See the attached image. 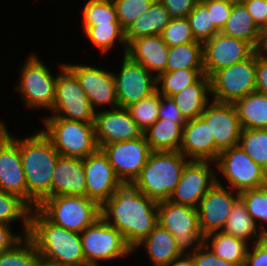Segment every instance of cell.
I'll return each instance as SVG.
<instances>
[{
  "label": "cell",
  "instance_id": "f546056e",
  "mask_svg": "<svg viewBox=\"0 0 267 266\" xmlns=\"http://www.w3.org/2000/svg\"><path fill=\"white\" fill-rule=\"evenodd\" d=\"M184 125L158 118L143 135L151 151H180Z\"/></svg>",
  "mask_w": 267,
  "mask_h": 266
},
{
  "label": "cell",
  "instance_id": "8fae6325",
  "mask_svg": "<svg viewBox=\"0 0 267 266\" xmlns=\"http://www.w3.org/2000/svg\"><path fill=\"white\" fill-rule=\"evenodd\" d=\"M59 73L56 78L55 101L51 115L61 118L94 123L95 110L92 108L86 93L80 87L76 76L65 66L59 63Z\"/></svg>",
  "mask_w": 267,
  "mask_h": 266
},
{
  "label": "cell",
  "instance_id": "4316f807",
  "mask_svg": "<svg viewBox=\"0 0 267 266\" xmlns=\"http://www.w3.org/2000/svg\"><path fill=\"white\" fill-rule=\"evenodd\" d=\"M171 98L186 120L200 117L211 101L210 78L203 74L195 83L187 86Z\"/></svg>",
  "mask_w": 267,
  "mask_h": 266
},
{
  "label": "cell",
  "instance_id": "5b68a950",
  "mask_svg": "<svg viewBox=\"0 0 267 266\" xmlns=\"http://www.w3.org/2000/svg\"><path fill=\"white\" fill-rule=\"evenodd\" d=\"M20 68V78L14 90L18 91L22 105L27 110L51 111L55 101L57 75L33 50Z\"/></svg>",
  "mask_w": 267,
  "mask_h": 266
},
{
  "label": "cell",
  "instance_id": "816d5d0a",
  "mask_svg": "<svg viewBox=\"0 0 267 266\" xmlns=\"http://www.w3.org/2000/svg\"><path fill=\"white\" fill-rule=\"evenodd\" d=\"M242 3L259 29L263 28L267 22V0H244Z\"/></svg>",
  "mask_w": 267,
  "mask_h": 266
},
{
  "label": "cell",
  "instance_id": "9c48e42d",
  "mask_svg": "<svg viewBox=\"0 0 267 266\" xmlns=\"http://www.w3.org/2000/svg\"><path fill=\"white\" fill-rule=\"evenodd\" d=\"M215 164L216 174L222 175L219 177L216 175V183L228 186L233 191L240 193L244 190L257 189L267 185V172L238 145L221 151ZM223 181L226 182V185Z\"/></svg>",
  "mask_w": 267,
  "mask_h": 266
},
{
  "label": "cell",
  "instance_id": "e0dca14e",
  "mask_svg": "<svg viewBox=\"0 0 267 266\" xmlns=\"http://www.w3.org/2000/svg\"><path fill=\"white\" fill-rule=\"evenodd\" d=\"M253 53L254 47L247 41L218 32L203 43L204 74L210 78L215 72L244 61Z\"/></svg>",
  "mask_w": 267,
  "mask_h": 266
},
{
  "label": "cell",
  "instance_id": "8992f818",
  "mask_svg": "<svg viewBox=\"0 0 267 266\" xmlns=\"http://www.w3.org/2000/svg\"><path fill=\"white\" fill-rule=\"evenodd\" d=\"M42 132L54 148L65 157L86 158L99 147L95 138L94 123L69 120L58 116H44Z\"/></svg>",
  "mask_w": 267,
  "mask_h": 266
},
{
  "label": "cell",
  "instance_id": "836d02e7",
  "mask_svg": "<svg viewBox=\"0 0 267 266\" xmlns=\"http://www.w3.org/2000/svg\"><path fill=\"white\" fill-rule=\"evenodd\" d=\"M223 34L247 41L256 46L260 29L254 23L244 4L233 5L230 17L221 31Z\"/></svg>",
  "mask_w": 267,
  "mask_h": 266
},
{
  "label": "cell",
  "instance_id": "ac0fdd59",
  "mask_svg": "<svg viewBox=\"0 0 267 266\" xmlns=\"http://www.w3.org/2000/svg\"><path fill=\"white\" fill-rule=\"evenodd\" d=\"M200 117L213 134L215 161L221 151L238 145L242 128L233 103L211 100Z\"/></svg>",
  "mask_w": 267,
  "mask_h": 266
},
{
  "label": "cell",
  "instance_id": "5bb4252c",
  "mask_svg": "<svg viewBox=\"0 0 267 266\" xmlns=\"http://www.w3.org/2000/svg\"><path fill=\"white\" fill-rule=\"evenodd\" d=\"M64 64L78 79L95 112L119 107L112 70L79 62Z\"/></svg>",
  "mask_w": 267,
  "mask_h": 266
},
{
  "label": "cell",
  "instance_id": "681fc988",
  "mask_svg": "<svg viewBox=\"0 0 267 266\" xmlns=\"http://www.w3.org/2000/svg\"><path fill=\"white\" fill-rule=\"evenodd\" d=\"M171 19L187 17L199 0H159Z\"/></svg>",
  "mask_w": 267,
  "mask_h": 266
},
{
  "label": "cell",
  "instance_id": "4fadbf2b",
  "mask_svg": "<svg viewBox=\"0 0 267 266\" xmlns=\"http://www.w3.org/2000/svg\"><path fill=\"white\" fill-rule=\"evenodd\" d=\"M121 67L113 70L118 106L127 108L157 91L156 77L143 65L122 55ZM120 70V71H119ZM118 71V72H116ZM115 72V73H114Z\"/></svg>",
  "mask_w": 267,
  "mask_h": 266
},
{
  "label": "cell",
  "instance_id": "44dd1931",
  "mask_svg": "<svg viewBox=\"0 0 267 266\" xmlns=\"http://www.w3.org/2000/svg\"><path fill=\"white\" fill-rule=\"evenodd\" d=\"M95 138L100 148L114 142L135 140L143 136L127 108L117 107L96 111Z\"/></svg>",
  "mask_w": 267,
  "mask_h": 266
},
{
  "label": "cell",
  "instance_id": "f5cc1de1",
  "mask_svg": "<svg viewBox=\"0 0 267 266\" xmlns=\"http://www.w3.org/2000/svg\"><path fill=\"white\" fill-rule=\"evenodd\" d=\"M12 225L0 224V253L12 248L17 244L25 235L21 232H13Z\"/></svg>",
  "mask_w": 267,
  "mask_h": 266
},
{
  "label": "cell",
  "instance_id": "74e56055",
  "mask_svg": "<svg viewBox=\"0 0 267 266\" xmlns=\"http://www.w3.org/2000/svg\"><path fill=\"white\" fill-rule=\"evenodd\" d=\"M238 146L267 172V129H242Z\"/></svg>",
  "mask_w": 267,
  "mask_h": 266
},
{
  "label": "cell",
  "instance_id": "1f68e13d",
  "mask_svg": "<svg viewBox=\"0 0 267 266\" xmlns=\"http://www.w3.org/2000/svg\"><path fill=\"white\" fill-rule=\"evenodd\" d=\"M204 243L219 257L235 266H243L250 244L223 231L210 233Z\"/></svg>",
  "mask_w": 267,
  "mask_h": 266
},
{
  "label": "cell",
  "instance_id": "db71d44e",
  "mask_svg": "<svg viewBox=\"0 0 267 266\" xmlns=\"http://www.w3.org/2000/svg\"><path fill=\"white\" fill-rule=\"evenodd\" d=\"M256 91L267 95V60L256 55Z\"/></svg>",
  "mask_w": 267,
  "mask_h": 266
},
{
  "label": "cell",
  "instance_id": "d6a6232c",
  "mask_svg": "<svg viewBox=\"0 0 267 266\" xmlns=\"http://www.w3.org/2000/svg\"><path fill=\"white\" fill-rule=\"evenodd\" d=\"M84 37H87L93 48H97L101 54H107L113 51L117 45H121L123 55L127 51V42L125 39V30L120 23L97 24L90 28H82ZM116 45V46H115Z\"/></svg>",
  "mask_w": 267,
  "mask_h": 266
},
{
  "label": "cell",
  "instance_id": "ffe728a7",
  "mask_svg": "<svg viewBox=\"0 0 267 266\" xmlns=\"http://www.w3.org/2000/svg\"><path fill=\"white\" fill-rule=\"evenodd\" d=\"M86 196L102 206L123 184L115 175L107 155L98 148L83 158Z\"/></svg>",
  "mask_w": 267,
  "mask_h": 266
},
{
  "label": "cell",
  "instance_id": "b9f144b4",
  "mask_svg": "<svg viewBox=\"0 0 267 266\" xmlns=\"http://www.w3.org/2000/svg\"><path fill=\"white\" fill-rule=\"evenodd\" d=\"M192 34L196 41L204 43L220 32L213 24L211 10L199 0L193 10L187 15Z\"/></svg>",
  "mask_w": 267,
  "mask_h": 266
},
{
  "label": "cell",
  "instance_id": "7c38bea8",
  "mask_svg": "<svg viewBox=\"0 0 267 266\" xmlns=\"http://www.w3.org/2000/svg\"><path fill=\"white\" fill-rule=\"evenodd\" d=\"M256 54L215 72L210 77L211 100L234 103L256 91Z\"/></svg>",
  "mask_w": 267,
  "mask_h": 266
},
{
  "label": "cell",
  "instance_id": "484cf974",
  "mask_svg": "<svg viewBox=\"0 0 267 266\" xmlns=\"http://www.w3.org/2000/svg\"><path fill=\"white\" fill-rule=\"evenodd\" d=\"M144 248L151 266H168L182 253L176 246L175 237L157 224L149 235L133 249V255L138 249Z\"/></svg>",
  "mask_w": 267,
  "mask_h": 266
},
{
  "label": "cell",
  "instance_id": "7a4b0ae2",
  "mask_svg": "<svg viewBox=\"0 0 267 266\" xmlns=\"http://www.w3.org/2000/svg\"><path fill=\"white\" fill-rule=\"evenodd\" d=\"M11 137L19 145L27 184V204L33 209L52 196V176L60 154L41 129H35L24 138L14 134Z\"/></svg>",
  "mask_w": 267,
  "mask_h": 266
},
{
  "label": "cell",
  "instance_id": "c3c4849f",
  "mask_svg": "<svg viewBox=\"0 0 267 266\" xmlns=\"http://www.w3.org/2000/svg\"><path fill=\"white\" fill-rule=\"evenodd\" d=\"M243 266H267V236L250 245Z\"/></svg>",
  "mask_w": 267,
  "mask_h": 266
},
{
  "label": "cell",
  "instance_id": "f907efd6",
  "mask_svg": "<svg viewBox=\"0 0 267 266\" xmlns=\"http://www.w3.org/2000/svg\"><path fill=\"white\" fill-rule=\"evenodd\" d=\"M158 118L174 120V122L178 124H185L187 122L173 99L171 97H166L161 94Z\"/></svg>",
  "mask_w": 267,
  "mask_h": 266
},
{
  "label": "cell",
  "instance_id": "94428289",
  "mask_svg": "<svg viewBox=\"0 0 267 266\" xmlns=\"http://www.w3.org/2000/svg\"><path fill=\"white\" fill-rule=\"evenodd\" d=\"M261 29H267V22H266V24L264 25V27L261 28Z\"/></svg>",
  "mask_w": 267,
  "mask_h": 266
},
{
  "label": "cell",
  "instance_id": "9f6ffc18",
  "mask_svg": "<svg viewBox=\"0 0 267 266\" xmlns=\"http://www.w3.org/2000/svg\"><path fill=\"white\" fill-rule=\"evenodd\" d=\"M168 266H196L191 254L182 253L175 258Z\"/></svg>",
  "mask_w": 267,
  "mask_h": 266
},
{
  "label": "cell",
  "instance_id": "8d00e7d4",
  "mask_svg": "<svg viewBox=\"0 0 267 266\" xmlns=\"http://www.w3.org/2000/svg\"><path fill=\"white\" fill-rule=\"evenodd\" d=\"M203 74L204 69L164 72L156 78L157 91L163 96L171 97L195 83Z\"/></svg>",
  "mask_w": 267,
  "mask_h": 266
},
{
  "label": "cell",
  "instance_id": "d4e9b609",
  "mask_svg": "<svg viewBox=\"0 0 267 266\" xmlns=\"http://www.w3.org/2000/svg\"><path fill=\"white\" fill-rule=\"evenodd\" d=\"M86 196L83 159L59 156L52 176V196Z\"/></svg>",
  "mask_w": 267,
  "mask_h": 266
},
{
  "label": "cell",
  "instance_id": "7402d4cb",
  "mask_svg": "<svg viewBox=\"0 0 267 266\" xmlns=\"http://www.w3.org/2000/svg\"><path fill=\"white\" fill-rule=\"evenodd\" d=\"M0 191L15 194L27 203V184L18 143L10 137L0 146Z\"/></svg>",
  "mask_w": 267,
  "mask_h": 266
},
{
  "label": "cell",
  "instance_id": "680465c9",
  "mask_svg": "<svg viewBox=\"0 0 267 266\" xmlns=\"http://www.w3.org/2000/svg\"><path fill=\"white\" fill-rule=\"evenodd\" d=\"M33 266H59L55 263H51L48 261H45L43 259H41L40 257L35 261V263L33 264Z\"/></svg>",
  "mask_w": 267,
  "mask_h": 266
},
{
  "label": "cell",
  "instance_id": "ba28073f",
  "mask_svg": "<svg viewBox=\"0 0 267 266\" xmlns=\"http://www.w3.org/2000/svg\"><path fill=\"white\" fill-rule=\"evenodd\" d=\"M80 238L86 266H100L109 261L112 264L133 254L123 235L101 216L80 233Z\"/></svg>",
  "mask_w": 267,
  "mask_h": 266
},
{
  "label": "cell",
  "instance_id": "ab89813d",
  "mask_svg": "<svg viewBox=\"0 0 267 266\" xmlns=\"http://www.w3.org/2000/svg\"><path fill=\"white\" fill-rule=\"evenodd\" d=\"M258 229L267 236V185L257 189H248L239 193Z\"/></svg>",
  "mask_w": 267,
  "mask_h": 266
},
{
  "label": "cell",
  "instance_id": "83f0119b",
  "mask_svg": "<svg viewBox=\"0 0 267 266\" xmlns=\"http://www.w3.org/2000/svg\"><path fill=\"white\" fill-rule=\"evenodd\" d=\"M170 20L171 18L165 6L159 0H156L148 10L142 13L125 30L127 45L139 37L161 35Z\"/></svg>",
  "mask_w": 267,
  "mask_h": 266
},
{
  "label": "cell",
  "instance_id": "91938a15",
  "mask_svg": "<svg viewBox=\"0 0 267 266\" xmlns=\"http://www.w3.org/2000/svg\"><path fill=\"white\" fill-rule=\"evenodd\" d=\"M225 3H229L231 5H237V4H241L244 0H221Z\"/></svg>",
  "mask_w": 267,
  "mask_h": 266
},
{
  "label": "cell",
  "instance_id": "6da1fadb",
  "mask_svg": "<svg viewBox=\"0 0 267 266\" xmlns=\"http://www.w3.org/2000/svg\"><path fill=\"white\" fill-rule=\"evenodd\" d=\"M101 217L134 249L158 224V202L123 184L101 206Z\"/></svg>",
  "mask_w": 267,
  "mask_h": 266
},
{
  "label": "cell",
  "instance_id": "3957f363",
  "mask_svg": "<svg viewBox=\"0 0 267 266\" xmlns=\"http://www.w3.org/2000/svg\"><path fill=\"white\" fill-rule=\"evenodd\" d=\"M28 236L41 259L59 266H86L80 233L50 222L37 208L30 213Z\"/></svg>",
  "mask_w": 267,
  "mask_h": 266
},
{
  "label": "cell",
  "instance_id": "7dc6e473",
  "mask_svg": "<svg viewBox=\"0 0 267 266\" xmlns=\"http://www.w3.org/2000/svg\"><path fill=\"white\" fill-rule=\"evenodd\" d=\"M190 254L196 266H235L231 262L217 256L204 242Z\"/></svg>",
  "mask_w": 267,
  "mask_h": 266
},
{
  "label": "cell",
  "instance_id": "6f0895ef",
  "mask_svg": "<svg viewBox=\"0 0 267 266\" xmlns=\"http://www.w3.org/2000/svg\"><path fill=\"white\" fill-rule=\"evenodd\" d=\"M6 124L5 118L4 121L3 119H0V146L12 136V132L9 131Z\"/></svg>",
  "mask_w": 267,
  "mask_h": 266
},
{
  "label": "cell",
  "instance_id": "bcb514c9",
  "mask_svg": "<svg viewBox=\"0 0 267 266\" xmlns=\"http://www.w3.org/2000/svg\"><path fill=\"white\" fill-rule=\"evenodd\" d=\"M211 10V17L214 26L221 32L230 17L233 5L221 0H201Z\"/></svg>",
  "mask_w": 267,
  "mask_h": 266
},
{
  "label": "cell",
  "instance_id": "f35d334b",
  "mask_svg": "<svg viewBox=\"0 0 267 266\" xmlns=\"http://www.w3.org/2000/svg\"><path fill=\"white\" fill-rule=\"evenodd\" d=\"M82 28L97 24L119 23L112 0H88L82 5Z\"/></svg>",
  "mask_w": 267,
  "mask_h": 266
},
{
  "label": "cell",
  "instance_id": "277c9868",
  "mask_svg": "<svg viewBox=\"0 0 267 266\" xmlns=\"http://www.w3.org/2000/svg\"><path fill=\"white\" fill-rule=\"evenodd\" d=\"M189 161L180 151H151L131 185L157 202L169 200Z\"/></svg>",
  "mask_w": 267,
  "mask_h": 266
},
{
  "label": "cell",
  "instance_id": "603a6c76",
  "mask_svg": "<svg viewBox=\"0 0 267 266\" xmlns=\"http://www.w3.org/2000/svg\"><path fill=\"white\" fill-rule=\"evenodd\" d=\"M180 152L189 160L215 162L213 134L201 117L187 120L185 123Z\"/></svg>",
  "mask_w": 267,
  "mask_h": 266
},
{
  "label": "cell",
  "instance_id": "f1b7e54d",
  "mask_svg": "<svg viewBox=\"0 0 267 266\" xmlns=\"http://www.w3.org/2000/svg\"><path fill=\"white\" fill-rule=\"evenodd\" d=\"M242 129H267V95L254 91L233 103Z\"/></svg>",
  "mask_w": 267,
  "mask_h": 266
},
{
  "label": "cell",
  "instance_id": "d590c367",
  "mask_svg": "<svg viewBox=\"0 0 267 266\" xmlns=\"http://www.w3.org/2000/svg\"><path fill=\"white\" fill-rule=\"evenodd\" d=\"M31 210L19 196L0 191V224L13 225L21 221V233L28 235Z\"/></svg>",
  "mask_w": 267,
  "mask_h": 266
},
{
  "label": "cell",
  "instance_id": "d6986e66",
  "mask_svg": "<svg viewBox=\"0 0 267 266\" xmlns=\"http://www.w3.org/2000/svg\"><path fill=\"white\" fill-rule=\"evenodd\" d=\"M238 198L239 192L218 183L206 192L197 207L199 226L204 237L223 230Z\"/></svg>",
  "mask_w": 267,
  "mask_h": 266
},
{
  "label": "cell",
  "instance_id": "52a82bcc",
  "mask_svg": "<svg viewBox=\"0 0 267 266\" xmlns=\"http://www.w3.org/2000/svg\"><path fill=\"white\" fill-rule=\"evenodd\" d=\"M50 222L81 233L101 216V206L87 196L55 195L36 207Z\"/></svg>",
  "mask_w": 267,
  "mask_h": 266
},
{
  "label": "cell",
  "instance_id": "7bdbcfd3",
  "mask_svg": "<svg viewBox=\"0 0 267 266\" xmlns=\"http://www.w3.org/2000/svg\"><path fill=\"white\" fill-rule=\"evenodd\" d=\"M160 93L156 91L127 107L132 119L144 133L159 117Z\"/></svg>",
  "mask_w": 267,
  "mask_h": 266
},
{
  "label": "cell",
  "instance_id": "4dcf8cb0",
  "mask_svg": "<svg viewBox=\"0 0 267 266\" xmlns=\"http://www.w3.org/2000/svg\"><path fill=\"white\" fill-rule=\"evenodd\" d=\"M222 231L242 239L250 245L261 241L265 237L247 212L245 204L240 197L235 201Z\"/></svg>",
  "mask_w": 267,
  "mask_h": 266
},
{
  "label": "cell",
  "instance_id": "2e32d148",
  "mask_svg": "<svg viewBox=\"0 0 267 266\" xmlns=\"http://www.w3.org/2000/svg\"><path fill=\"white\" fill-rule=\"evenodd\" d=\"M215 166L213 161L190 160L169 200L175 204L197 208L202 197L216 184Z\"/></svg>",
  "mask_w": 267,
  "mask_h": 266
},
{
  "label": "cell",
  "instance_id": "30bf717a",
  "mask_svg": "<svg viewBox=\"0 0 267 266\" xmlns=\"http://www.w3.org/2000/svg\"><path fill=\"white\" fill-rule=\"evenodd\" d=\"M157 222L175 237L181 253L190 254L204 242L197 208L175 204L170 200L160 201Z\"/></svg>",
  "mask_w": 267,
  "mask_h": 266
},
{
  "label": "cell",
  "instance_id": "9a60e30c",
  "mask_svg": "<svg viewBox=\"0 0 267 266\" xmlns=\"http://www.w3.org/2000/svg\"><path fill=\"white\" fill-rule=\"evenodd\" d=\"M100 149L107 155L115 175L127 185L139 176L151 153L144 135L135 140L103 145Z\"/></svg>",
  "mask_w": 267,
  "mask_h": 266
},
{
  "label": "cell",
  "instance_id": "f6af8a7d",
  "mask_svg": "<svg viewBox=\"0 0 267 266\" xmlns=\"http://www.w3.org/2000/svg\"><path fill=\"white\" fill-rule=\"evenodd\" d=\"M161 37L169 47L196 42L187 17L171 19Z\"/></svg>",
  "mask_w": 267,
  "mask_h": 266
},
{
  "label": "cell",
  "instance_id": "cb8c5ba5",
  "mask_svg": "<svg viewBox=\"0 0 267 266\" xmlns=\"http://www.w3.org/2000/svg\"><path fill=\"white\" fill-rule=\"evenodd\" d=\"M169 46L161 35L143 36L132 40L127 45L126 54L143 65L154 77L164 73Z\"/></svg>",
  "mask_w": 267,
  "mask_h": 266
},
{
  "label": "cell",
  "instance_id": "ee69618b",
  "mask_svg": "<svg viewBox=\"0 0 267 266\" xmlns=\"http://www.w3.org/2000/svg\"><path fill=\"white\" fill-rule=\"evenodd\" d=\"M156 0H112L117 20L126 30L142 13L148 10Z\"/></svg>",
  "mask_w": 267,
  "mask_h": 266
},
{
  "label": "cell",
  "instance_id": "e575fe53",
  "mask_svg": "<svg viewBox=\"0 0 267 266\" xmlns=\"http://www.w3.org/2000/svg\"><path fill=\"white\" fill-rule=\"evenodd\" d=\"M203 68V43L196 41L169 47L164 72Z\"/></svg>",
  "mask_w": 267,
  "mask_h": 266
},
{
  "label": "cell",
  "instance_id": "60d3db41",
  "mask_svg": "<svg viewBox=\"0 0 267 266\" xmlns=\"http://www.w3.org/2000/svg\"><path fill=\"white\" fill-rule=\"evenodd\" d=\"M39 253L33 241L25 235L12 248L0 253V266H33Z\"/></svg>",
  "mask_w": 267,
  "mask_h": 266
},
{
  "label": "cell",
  "instance_id": "11a10c76",
  "mask_svg": "<svg viewBox=\"0 0 267 266\" xmlns=\"http://www.w3.org/2000/svg\"><path fill=\"white\" fill-rule=\"evenodd\" d=\"M254 53L267 60V29H260L258 41L254 47Z\"/></svg>",
  "mask_w": 267,
  "mask_h": 266
}]
</instances>
